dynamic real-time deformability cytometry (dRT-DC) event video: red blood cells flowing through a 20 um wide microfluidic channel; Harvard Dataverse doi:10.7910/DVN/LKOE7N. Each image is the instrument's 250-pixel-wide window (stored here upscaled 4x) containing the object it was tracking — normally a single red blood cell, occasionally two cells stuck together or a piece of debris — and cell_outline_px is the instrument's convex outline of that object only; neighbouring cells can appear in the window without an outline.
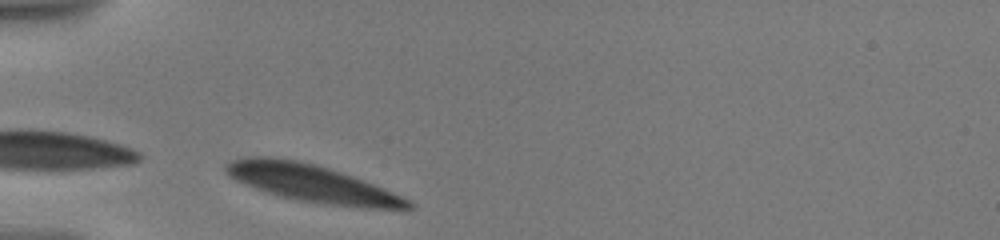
{"species": "human", "species_latin": "Homo sapiens", "temperature_condition": "warm", "stored_images_in_passage": 3, "camera_frame_rate_fps": 3000, "um_per_image_px": 0.085, "donor": {"sex": "male"}, "frame": {"image": 1, "passage_image": 2, "time_ms": 0.333, "image_size_px": [1000, 240], "cell_outline_px": [[416, 204], [412, 208], [360, 208], [328, 204], [300, 200], [268, 192], [256, 188], [236, 180], [228, 176], [224, 168], [232, 160], [244, 156], [272, 156], [296, 160], [328, 168], [352, 176], [412, 200]], "centroid_in_image_um": [26.51, 15.57], "position_along_channel_um": 58.5, "area_um2": 39.02}}